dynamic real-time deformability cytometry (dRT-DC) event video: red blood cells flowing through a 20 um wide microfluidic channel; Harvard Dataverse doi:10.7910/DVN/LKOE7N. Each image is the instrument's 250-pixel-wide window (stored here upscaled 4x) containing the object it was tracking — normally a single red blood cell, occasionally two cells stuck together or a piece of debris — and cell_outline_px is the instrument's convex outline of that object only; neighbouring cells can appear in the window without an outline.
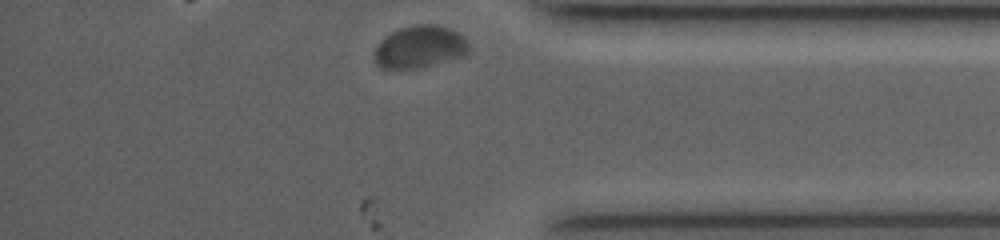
{"species": "common noctule bat (a hibernating species)", "species_latin": "Nyctalus noctula", "temperature_condition": "room temperature", "stored_images_in_passage": 30, "camera_frame_rate_fps": 4000, "um_per_image_px": 0.085, "animal": {"sex": "female", "body_mass_g": 19.0, "forearm_length_mm": 53.3}, "frame": {"image": 1, "passage_image": 30, "time_ms": 9.75, "image_size_px": [1000, 240], "cell_outline_px": [[468, 52], [464, 56], [416, 68], [380, 68], [372, 60], [376, 48], [380, 40], [384, 36], [400, 28], [412, 24], [436, 24], [452, 28], [468, 44]], "centroid_in_image_um": [35.62, 3.97], "position_along_channel_um": 399.6, "area_um2": 23.24}}